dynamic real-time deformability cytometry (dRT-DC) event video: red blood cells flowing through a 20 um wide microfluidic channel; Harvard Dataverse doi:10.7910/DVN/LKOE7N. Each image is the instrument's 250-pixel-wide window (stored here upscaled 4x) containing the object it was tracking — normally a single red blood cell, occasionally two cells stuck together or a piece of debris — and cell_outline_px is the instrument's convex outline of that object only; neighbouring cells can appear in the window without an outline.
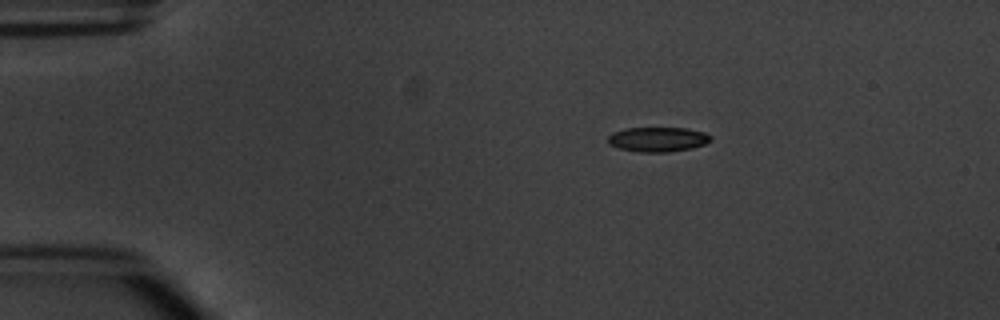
{"species": "common noctule bat (a hibernating species)", "species_latin": "Nyctalus noctula", "temperature_condition": "warm", "stored_images_in_passage": 6, "camera_frame_rate_fps": 3000, "um_per_image_px": 0.085, "animal": {"sex": "male", "body_mass_g": 20.1, "forearm_length_mm": 53.5}, "frame": {"image": 1, "passage_image": 3, "time_ms": 2.333, "image_size_px": [1000, 320], "cell_outline_px": [[712, 140], [704, 144], [692, 148], [668, 152], [636, 152], [620, 148], [608, 144], [608, 136], [612, 132], [628, 128], [688, 128], [704, 132], [712, 136]], "centroid_in_image_um": [55.92, 11.84], "position_along_channel_um": 29.1, "area_um2": 14.85}}